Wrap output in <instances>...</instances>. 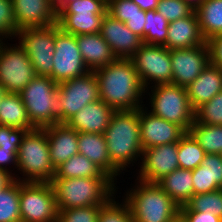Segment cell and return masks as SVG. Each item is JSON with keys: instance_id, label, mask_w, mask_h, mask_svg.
<instances>
[{"instance_id": "6da1fadb", "label": "cell", "mask_w": 222, "mask_h": 222, "mask_svg": "<svg viewBox=\"0 0 222 222\" xmlns=\"http://www.w3.org/2000/svg\"><path fill=\"white\" fill-rule=\"evenodd\" d=\"M100 100L115 111L136 110L146 104L144 88L130 59L117 58L114 62L94 71Z\"/></svg>"}, {"instance_id": "7a4b0ae2", "label": "cell", "mask_w": 222, "mask_h": 222, "mask_svg": "<svg viewBox=\"0 0 222 222\" xmlns=\"http://www.w3.org/2000/svg\"><path fill=\"white\" fill-rule=\"evenodd\" d=\"M111 163L122 173L141 160L139 109L115 111L104 132ZM124 169V170H123Z\"/></svg>"}, {"instance_id": "3957f363", "label": "cell", "mask_w": 222, "mask_h": 222, "mask_svg": "<svg viewBox=\"0 0 222 222\" xmlns=\"http://www.w3.org/2000/svg\"><path fill=\"white\" fill-rule=\"evenodd\" d=\"M111 177L53 178L58 209L104 205L118 188Z\"/></svg>"}, {"instance_id": "277c9868", "label": "cell", "mask_w": 222, "mask_h": 222, "mask_svg": "<svg viewBox=\"0 0 222 222\" xmlns=\"http://www.w3.org/2000/svg\"><path fill=\"white\" fill-rule=\"evenodd\" d=\"M138 180V182H136ZM124 200L134 222H172L180 215L178 205L157 183L135 179Z\"/></svg>"}, {"instance_id": "5b68a950", "label": "cell", "mask_w": 222, "mask_h": 222, "mask_svg": "<svg viewBox=\"0 0 222 222\" xmlns=\"http://www.w3.org/2000/svg\"><path fill=\"white\" fill-rule=\"evenodd\" d=\"M19 94L29 120L36 128L63 123L58 84L50 77L36 75Z\"/></svg>"}, {"instance_id": "8992f818", "label": "cell", "mask_w": 222, "mask_h": 222, "mask_svg": "<svg viewBox=\"0 0 222 222\" xmlns=\"http://www.w3.org/2000/svg\"><path fill=\"white\" fill-rule=\"evenodd\" d=\"M17 170L22 178L16 176L14 179L21 182L52 181L56 169L50 159L45 128H35L26 132L18 149Z\"/></svg>"}, {"instance_id": "52a82bcc", "label": "cell", "mask_w": 222, "mask_h": 222, "mask_svg": "<svg viewBox=\"0 0 222 222\" xmlns=\"http://www.w3.org/2000/svg\"><path fill=\"white\" fill-rule=\"evenodd\" d=\"M148 110L152 114L179 125L185 132H188L195 120V110L192 108L186 87L177 86L172 83L157 84L149 86Z\"/></svg>"}, {"instance_id": "ba28073f", "label": "cell", "mask_w": 222, "mask_h": 222, "mask_svg": "<svg viewBox=\"0 0 222 222\" xmlns=\"http://www.w3.org/2000/svg\"><path fill=\"white\" fill-rule=\"evenodd\" d=\"M60 29L71 35L100 33L107 0L64 2L58 9Z\"/></svg>"}, {"instance_id": "9c48e42d", "label": "cell", "mask_w": 222, "mask_h": 222, "mask_svg": "<svg viewBox=\"0 0 222 222\" xmlns=\"http://www.w3.org/2000/svg\"><path fill=\"white\" fill-rule=\"evenodd\" d=\"M60 30L58 23L37 28L20 29L16 33L18 44L26 52L34 68L35 75L52 79L55 35Z\"/></svg>"}, {"instance_id": "30bf717a", "label": "cell", "mask_w": 222, "mask_h": 222, "mask_svg": "<svg viewBox=\"0 0 222 222\" xmlns=\"http://www.w3.org/2000/svg\"><path fill=\"white\" fill-rule=\"evenodd\" d=\"M20 215L24 222H57L58 208L50 182L20 181Z\"/></svg>"}, {"instance_id": "8fae6325", "label": "cell", "mask_w": 222, "mask_h": 222, "mask_svg": "<svg viewBox=\"0 0 222 222\" xmlns=\"http://www.w3.org/2000/svg\"><path fill=\"white\" fill-rule=\"evenodd\" d=\"M129 59L145 89L150 84L172 83L170 50L163 45L142 44Z\"/></svg>"}, {"instance_id": "7c38bea8", "label": "cell", "mask_w": 222, "mask_h": 222, "mask_svg": "<svg viewBox=\"0 0 222 222\" xmlns=\"http://www.w3.org/2000/svg\"><path fill=\"white\" fill-rule=\"evenodd\" d=\"M7 44L0 42V84L7 93L19 94L36 75L23 48Z\"/></svg>"}, {"instance_id": "4fadbf2b", "label": "cell", "mask_w": 222, "mask_h": 222, "mask_svg": "<svg viewBox=\"0 0 222 222\" xmlns=\"http://www.w3.org/2000/svg\"><path fill=\"white\" fill-rule=\"evenodd\" d=\"M52 80L59 84L89 72L78 48L76 36L63 32L55 35Z\"/></svg>"}, {"instance_id": "5bb4252c", "label": "cell", "mask_w": 222, "mask_h": 222, "mask_svg": "<svg viewBox=\"0 0 222 222\" xmlns=\"http://www.w3.org/2000/svg\"><path fill=\"white\" fill-rule=\"evenodd\" d=\"M59 102L63 105V123L89 103L100 99L94 71L58 84Z\"/></svg>"}, {"instance_id": "9a60e30c", "label": "cell", "mask_w": 222, "mask_h": 222, "mask_svg": "<svg viewBox=\"0 0 222 222\" xmlns=\"http://www.w3.org/2000/svg\"><path fill=\"white\" fill-rule=\"evenodd\" d=\"M170 59L172 84L187 87L210 64V49L205 42L193 48L170 50Z\"/></svg>"}, {"instance_id": "2e32d148", "label": "cell", "mask_w": 222, "mask_h": 222, "mask_svg": "<svg viewBox=\"0 0 222 222\" xmlns=\"http://www.w3.org/2000/svg\"><path fill=\"white\" fill-rule=\"evenodd\" d=\"M178 143L158 145L143 149L137 179L157 183L179 168Z\"/></svg>"}, {"instance_id": "e0dca14e", "label": "cell", "mask_w": 222, "mask_h": 222, "mask_svg": "<svg viewBox=\"0 0 222 222\" xmlns=\"http://www.w3.org/2000/svg\"><path fill=\"white\" fill-rule=\"evenodd\" d=\"M147 110L148 107L139 108L140 140L143 149L178 143L186 132L179 125L166 121Z\"/></svg>"}, {"instance_id": "ac0fdd59", "label": "cell", "mask_w": 222, "mask_h": 222, "mask_svg": "<svg viewBox=\"0 0 222 222\" xmlns=\"http://www.w3.org/2000/svg\"><path fill=\"white\" fill-rule=\"evenodd\" d=\"M17 31L52 26L58 21V10L49 0H12Z\"/></svg>"}, {"instance_id": "d6986e66", "label": "cell", "mask_w": 222, "mask_h": 222, "mask_svg": "<svg viewBox=\"0 0 222 222\" xmlns=\"http://www.w3.org/2000/svg\"><path fill=\"white\" fill-rule=\"evenodd\" d=\"M100 34L109 44L114 55L121 59H129L143 44L142 39L134 34L125 23L108 13L104 15Z\"/></svg>"}, {"instance_id": "ffe728a7", "label": "cell", "mask_w": 222, "mask_h": 222, "mask_svg": "<svg viewBox=\"0 0 222 222\" xmlns=\"http://www.w3.org/2000/svg\"><path fill=\"white\" fill-rule=\"evenodd\" d=\"M44 128L48 137L50 159L55 169L71 156L79 154V133L76 130L66 123H55Z\"/></svg>"}, {"instance_id": "44dd1931", "label": "cell", "mask_w": 222, "mask_h": 222, "mask_svg": "<svg viewBox=\"0 0 222 222\" xmlns=\"http://www.w3.org/2000/svg\"><path fill=\"white\" fill-rule=\"evenodd\" d=\"M115 110L102 100L84 106L66 124L78 133L104 134Z\"/></svg>"}, {"instance_id": "7402d4cb", "label": "cell", "mask_w": 222, "mask_h": 222, "mask_svg": "<svg viewBox=\"0 0 222 222\" xmlns=\"http://www.w3.org/2000/svg\"><path fill=\"white\" fill-rule=\"evenodd\" d=\"M167 33L163 46L169 50L193 48L206 42L200 32L196 11L186 18L170 22Z\"/></svg>"}, {"instance_id": "603a6c76", "label": "cell", "mask_w": 222, "mask_h": 222, "mask_svg": "<svg viewBox=\"0 0 222 222\" xmlns=\"http://www.w3.org/2000/svg\"><path fill=\"white\" fill-rule=\"evenodd\" d=\"M186 91L192 108L196 110L222 91V69L210 63L198 78L186 87Z\"/></svg>"}, {"instance_id": "cb8c5ba5", "label": "cell", "mask_w": 222, "mask_h": 222, "mask_svg": "<svg viewBox=\"0 0 222 222\" xmlns=\"http://www.w3.org/2000/svg\"><path fill=\"white\" fill-rule=\"evenodd\" d=\"M76 41L89 71H95L117 59L100 33L77 35Z\"/></svg>"}, {"instance_id": "d4e9b609", "label": "cell", "mask_w": 222, "mask_h": 222, "mask_svg": "<svg viewBox=\"0 0 222 222\" xmlns=\"http://www.w3.org/2000/svg\"><path fill=\"white\" fill-rule=\"evenodd\" d=\"M79 154L100 167L114 181L121 172L111 163L104 134L79 132Z\"/></svg>"}, {"instance_id": "484cf974", "label": "cell", "mask_w": 222, "mask_h": 222, "mask_svg": "<svg viewBox=\"0 0 222 222\" xmlns=\"http://www.w3.org/2000/svg\"><path fill=\"white\" fill-rule=\"evenodd\" d=\"M157 184L178 204L185 205L194 195L192 170L175 169Z\"/></svg>"}, {"instance_id": "4316f807", "label": "cell", "mask_w": 222, "mask_h": 222, "mask_svg": "<svg viewBox=\"0 0 222 222\" xmlns=\"http://www.w3.org/2000/svg\"><path fill=\"white\" fill-rule=\"evenodd\" d=\"M0 125L33 130L20 94L7 93L0 100Z\"/></svg>"}, {"instance_id": "83f0119b", "label": "cell", "mask_w": 222, "mask_h": 222, "mask_svg": "<svg viewBox=\"0 0 222 222\" xmlns=\"http://www.w3.org/2000/svg\"><path fill=\"white\" fill-rule=\"evenodd\" d=\"M195 11L206 42L222 34V0H203Z\"/></svg>"}, {"instance_id": "f1b7e54d", "label": "cell", "mask_w": 222, "mask_h": 222, "mask_svg": "<svg viewBox=\"0 0 222 222\" xmlns=\"http://www.w3.org/2000/svg\"><path fill=\"white\" fill-rule=\"evenodd\" d=\"M110 177L84 155L71 156L56 168L54 178Z\"/></svg>"}, {"instance_id": "f546056e", "label": "cell", "mask_w": 222, "mask_h": 222, "mask_svg": "<svg viewBox=\"0 0 222 222\" xmlns=\"http://www.w3.org/2000/svg\"><path fill=\"white\" fill-rule=\"evenodd\" d=\"M206 154H221L222 126L203 125L194 120L188 131Z\"/></svg>"}, {"instance_id": "4dcf8cb0", "label": "cell", "mask_w": 222, "mask_h": 222, "mask_svg": "<svg viewBox=\"0 0 222 222\" xmlns=\"http://www.w3.org/2000/svg\"><path fill=\"white\" fill-rule=\"evenodd\" d=\"M20 181L14 179L0 190V222H19Z\"/></svg>"}, {"instance_id": "1f68e13d", "label": "cell", "mask_w": 222, "mask_h": 222, "mask_svg": "<svg viewBox=\"0 0 222 222\" xmlns=\"http://www.w3.org/2000/svg\"><path fill=\"white\" fill-rule=\"evenodd\" d=\"M206 153L193 136L186 132L178 142L179 168L194 170L205 158Z\"/></svg>"}, {"instance_id": "d6a6232c", "label": "cell", "mask_w": 222, "mask_h": 222, "mask_svg": "<svg viewBox=\"0 0 222 222\" xmlns=\"http://www.w3.org/2000/svg\"><path fill=\"white\" fill-rule=\"evenodd\" d=\"M169 22L157 10L146 11L143 44L164 45Z\"/></svg>"}, {"instance_id": "836d02e7", "label": "cell", "mask_w": 222, "mask_h": 222, "mask_svg": "<svg viewBox=\"0 0 222 222\" xmlns=\"http://www.w3.org/2000/svg\"><path fill=\"white\" fill-rule=\"evenodd\" d=\"M185 205L191 211H208L222 218V189L193 195Z\"/></svg>"}, {"instance_id": "e575fe53", "label": "cell", "mask_w": 222, "mask_h": 222, "mask_svg": "<svg viewBox=\"0 0 222 222\" xmlns=\"http://www.w3.org/2000/svg\"><path fill=\"white\" fill-rule=\"evenodd\" d=\"M112 196L104 205L100 206L98 222H134L131 209L124 199L115 201Z\"/></svg>"}, {"instance_id": "d590c367", "label": "cell", "mask_w": 222, "mask_h": 222, "mask_svg": "<svg viewBox=\"0 0 222 222\" xmlns=\"http://www.w3.org/2000/svg\"><path fill=\"white\" fill-rule=\"evenodd\" d=\"M195 121L203 125L222 126V91L195 110Z\"/></svg>"}, {"instance_id": "8d00e7d4", "label": "cell", "mask_w": 222, "mask_h": 222, "mask_svg": "<svg viewBox=\"0 0 222 222\" xmlns=\"http://www.w3.org/2000/svg\"><path fill=\"white\" fill-rule=\"evenodd\" d=\"M170 23L190 16L195 9L184 0H159L156 9Z\"/></svg>"}, {"instance_id": "74e56055", "label": "cell", "mask_w": 222, "mask_h": 222, "mask_svg": "<svg viewBox=\"0 0 222 222\" xmlns=\"http://www.w3.org/2000/svg\"><path fill=\"white\" fill-rule=\"evenodd\" d=\"M100 206L58 209L57 222H98Z\"/></svg>"}, {"instance_id": "f35d334b", "label": "cell", "mask_w": 222, "mask_h": 222, "mask_svg": "<svg viewBox=\"0 0 222 222\" xmlns=\"http://www.w3.org/2000/svg\"><path fill=\"white\" fill-rule=\"evenodd\" d=\"M16 33L17 22L14 16L12 0H0V42L7 38L9 40L15 39Z\"/></svg>"}, {"instance_id": "ab89813d", "label": "cell", "mask_w": 222, "mask_h": 222, "mask_svg": "<svg viewBox=\"0 0 222 222\" xmlns=\"http://www.w3.org/2000/svg\"><path fill=\"white\" fill-rule=\"evenodd\" d=\"M207 171L208 192L222 189V157L221 154H206L201 163Z\"/></svg>"}, {"instance_id": "60d3db41", "label": "cell", "mask_w": 222, "mask_h": 222, "mask_svg": "<svg viewBox=\"0 0 222 222\" xmlns=\"http://www.w3.org/2000/svg\"><path fill=\"white\" fill-rule=\"evenodd\" d=\"M140 10L132 0H107V13L123 23L133 14H140Z\"/></svg>"}, {"instance_id": "b9f144b4", "label": "cell", "mask_w": 222, "mask_h": 222, "mask_svg": "<svg viewBox=\"0 0 222 222\" xmlns=\"http://www.w3.org/2000/svg\"><path fill=\"white\" fill-rule=\"evenodd\" d=\"M27 131L23 128L0 125V147L9 150H18Z\"/></svg>"}, {"instance_id": "7bdbcfd3", "label": "cell", "mask_w": 222, "mask_h": 222, "mask_svg": "<svg viewBox=\"0 0 222 222\" xmlns=\"http://www.w3.org/2000/svg\"><path fill=\"white\" fill-rule=\"evenodd\" d=\"M180 216L186 222H222V218L211 212L191 211L186 205L180 207Z\"/></svg>"}, {"instance_id": "ee69618b", "label": "cell", "mask_w": 222, "mask_h": 222, "mask_svg": "<svg viewBox=\"0 0 222 222\" xmlns=\"http://www.w3.org/2000/svg\"><path fill=\"white\" fill-rule=\"evenodd\" d=\"M192 182L194 195L208 193V176L204 166L200 164L192 170Z\"/></svg>"}, {"instance_id": "f6af8a7d", "label": "cell", "mask_w": 222, "mask_h": 222, "mask_svg": "<svg viewBox=\"0 0 222 222\" xmlns=\"http://www.w3.org/2000/svg\"><path fill=\"white\" fill-rule=\"evenodd\" d=\"M210 49V63L222 69V34L207 41Z\"/></svg>"}, {"instance_id": "bcb514c9", "label": "cell", "mask_w": 222, "mask_h": 222, "mask_svg": "<svg viewBox=\"0 0 222 222\" xmlns=\"http://www.w3.org/2000/svg\"><path fill=\"white\" fill-rule=\"evenodd\" d=\"M17 154H18V150H9V149L0 147V169L7 171L13 177H16L19 175V174H15V172L12 173L13 170L10 169L11 164L13 165V168L15 167V169H17Z\"/></svg>"}, {"instance_id": "7dc6e473", "label": "cell", "mask_w": 222, "mask_h": 222, "mask_svg": "<svg viewBox=\"0 0 222 222\" xmlns=\"http://www.w3.org/2000/svg\"><path fill=\"white\" fill-rule=\"evenodd\" d=\"M146 18V11L140 10V14H133L125 22V25L133 31L141 39L144 38V24Z\"/></svg>"}, {"instance_id": "c3c4849f", "label": "cell", "mask_w": 222, "mask_h": 222, "mask_svg": "<svg viewBox=\"0 0 222 222\" xmlns=\"http://www.w3.org/2000/svg\"><path fill=\"white\" fill-rule=\"evenodd\" d=\"M143 11L156 10L159 0H132Z\"/></svg>"}, {"instance_id": "681fc988", "label": "cell", "mask_w": 222, "mask_h": 222, "mask_svg": "<svg viewBox=\"0 0 222 222\" xmlns=\"http://www.w3.org/2000/svg\"><path fill=\"white\" fill-rule=\"evenodd\" d=\"M13 180L14 177L10 173L0 169V190L10 184Z\"/></svg>"}, {"instance_id": "f907efd6", "label": "cell", "mask_w": 222, "mask_h": 222, "mask_svg": "<svg viewBox=\"0 0 222 222\" xmlns=\"http://www.w3.org/2000/svg\"><path fill=\"white\" fill-rule=\"evenodd\" d=\"M56 9H58L64 2H75L78 0H49Z\"/></svg>"}, {"instance_id": "816d5d0a", "label": "cell", "mask_w": 222, "mask_h": 222, "mask_svg": "<svg viewBox=\"0 0 222 222\" xmlns=\"http://www.w3.org/2000/svg\"><path fill=\"white\" fill-rule=\"evenodd\" d=\"M184 1H185L186 3H188L191 7H193L194 9H196L203 0H184Z\"/></svg>"}, {"instance_id": "f5cc1de1", "label": "cell", "mask_w": 222, "mask_h": 222, "mask_svg": "<svg viewBox=\"0 0 222 222\" xmlns=\"http://www.w3.org/2000/svg\"><path fill=\"white\" fill-rule=\"evenodd\" d=\"M7 94L6 89L0 84V100Z\"/></svg>"}, {"instance_id": "db71d44e", "label": "cell", "mask_w": 222, "mask_h": 222, "mask_svg": "<svg viewBox=\"0 0 222 222\" xmlns=\"http://www.w3.org/2000/svg\"><path fill=\"white\" fill-rule=\"evenodd\" d=\"M172 222H186V221L179 215Z\"/></svg>"}]
</instances>
